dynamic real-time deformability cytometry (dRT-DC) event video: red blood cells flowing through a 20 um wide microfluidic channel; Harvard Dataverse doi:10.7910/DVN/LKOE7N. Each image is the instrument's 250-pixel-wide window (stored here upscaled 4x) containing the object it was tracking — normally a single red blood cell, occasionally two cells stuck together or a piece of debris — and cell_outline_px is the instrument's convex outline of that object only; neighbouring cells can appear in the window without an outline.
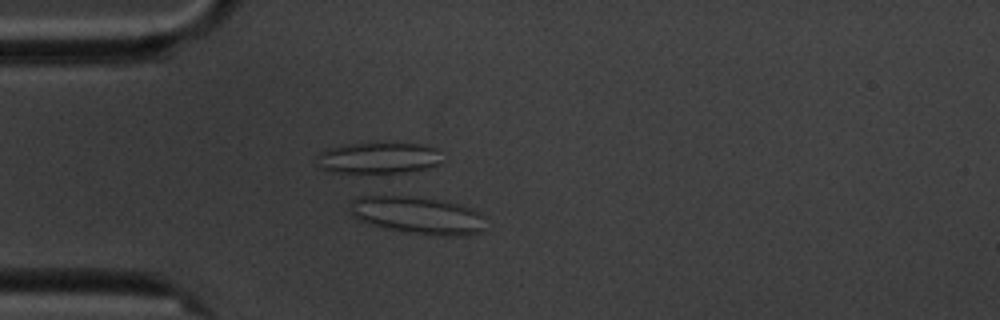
{"species": "common noctule bat (a hibernating species)", "species_latin": "Nyctalus noctula", "temperature_condition": "cold", "stored_images_in_passage": 4, "camera_frame_rate_fps": 3000, "um_per_image_px": 0.085, "animal": {"sex": "male", "body_mass_g": 20.1, "forearm_length_mm": 53.5}, "frame": {"image": 1, "passage_image": 4, "time_ms": 4.333, "image_size_px": [1000, 320], "cell_outline_px": [[484, 228], [480, 232], [464, 236], [444, 236], [408, 232], [384, 228], [360, 220], [352, 216], [348, 208], [352, 200], [356, 196], [416, 196], [456, 204], [468, 208], [484, 216]], "centroid_in_image_um": [35.46, 18.3], "position_along_channel_um": 49.5, "area_um2": 29.36}}